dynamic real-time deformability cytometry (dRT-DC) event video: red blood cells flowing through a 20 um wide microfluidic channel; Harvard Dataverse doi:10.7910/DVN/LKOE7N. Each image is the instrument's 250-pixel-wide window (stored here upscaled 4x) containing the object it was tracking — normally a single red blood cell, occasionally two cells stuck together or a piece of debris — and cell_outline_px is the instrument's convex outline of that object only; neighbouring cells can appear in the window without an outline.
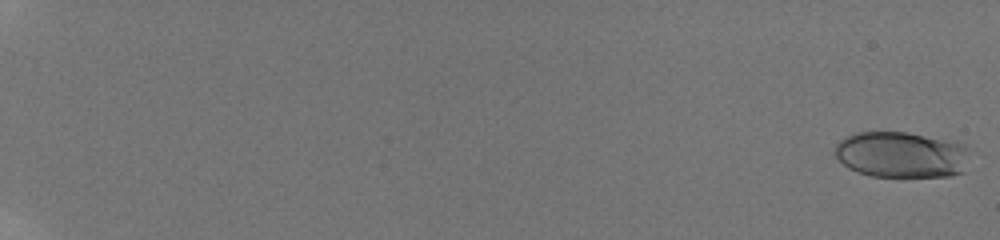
{"species": "human", "species_latin": "Homo sapiens", "temperature_condition": "room temperature", "stored_images_in_passage": 19, "camera_frame_rate_fps": 3000, "um_per_image_px": 0.085, "donor": {"sex": "male"}, "frame": {"image": 1, "passage_image": 1, "time_ms": 0.0, "image_size_px": [1000, 240], "cell_outline_px": [[968, 148], [964, 172], [948, 176], [872, 176], [856, 172], [848, 168], [836, 156], [836, 144], [844, 136], [856, 132], [908, 132], [964, 144]], "centroid_in_image_um": [76.59, 13.14], "position_along_channel_um": 8.4, "area_um2": 36.01}}
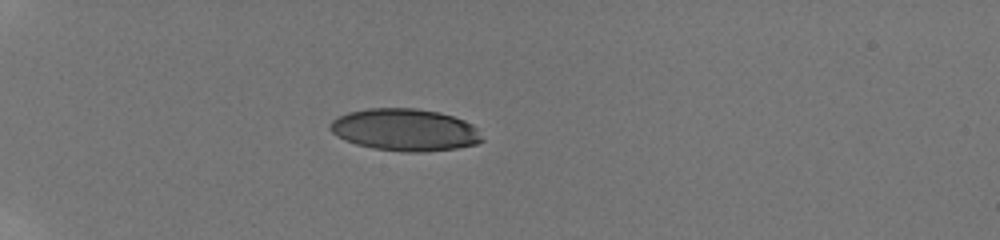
{"frame": {"image": 2, "passage_image": 9, "time_ms": 6.333, "image_size_px": [1000, 240], "cell_outline_px": [[484, 140], [476, 144], [456, 148], [420, 152], [404, 152], [372, 148], [356, 144], [344, 140], [336, 136], [328, 128], [328, 124], [332, 120], [348, 112], [368, 108], [416, 108], [440, 112], [464, 120], [472, 124], [476, 128]], "centroid_in_image_um": [34.39, 11.03], "position_along_channel_um": 50.6, "area_um2": 37.45}}
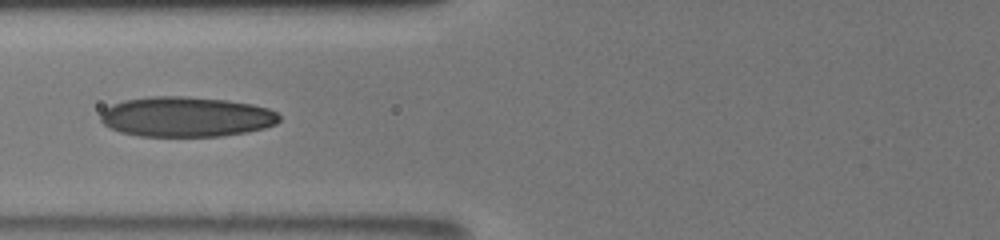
{"frame": {"image": 3, "passage_image": 17, "time_ms": 9.0, "image_size_px": [1000, 240], "cell_outline_px": [[280, 120], [276, 124], [264, 128], [248, 132], [220, 136], [140, 136], [120, 132], [104, 124], [100, 120], [100, 112], [104, 108], [112, 104], [124, 100], [152, 96], [188, 96], [228, 100], [252, 104], [268, 108], [276, 112], [280, 116]], "centroid_in_image_um": [15.82, 9.92], "position_along_channel_um": 110.0, "area_um2": 42.02}}